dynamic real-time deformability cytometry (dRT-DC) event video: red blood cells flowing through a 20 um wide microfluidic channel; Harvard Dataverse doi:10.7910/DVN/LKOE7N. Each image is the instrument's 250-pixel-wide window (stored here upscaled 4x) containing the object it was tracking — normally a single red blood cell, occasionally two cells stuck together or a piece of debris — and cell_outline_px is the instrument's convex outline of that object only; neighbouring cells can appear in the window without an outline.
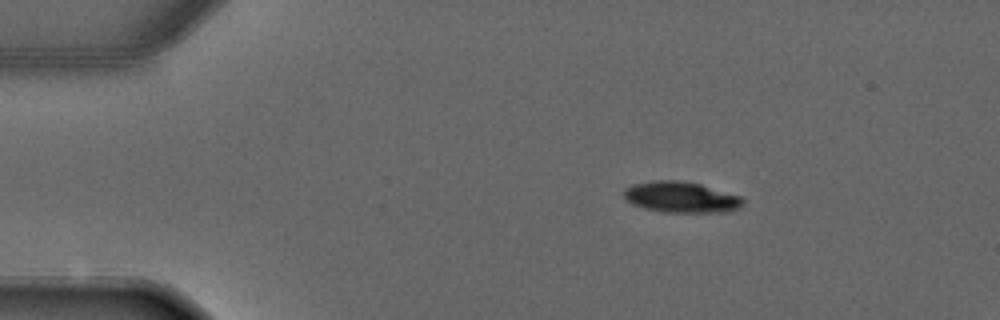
{"species": "common noctule bat (a hibernating species)", "species_latin": "Nyctalus noctula", "temperature_condition": "warm", "stored_images_in_passage": 3, "camera_frame_rate_fps": 3000, "um_per_image_px": 0.085, "animal": {"sex": "male", "forearm_length_mm": 52.5}, "frame": {"image": 1, "passage_image": 1, "time_ms": 0.0, "image_size_px": [1000, 320], "cell_outline_px": [[744, 204], [740, 208], [728, 212], [660, 212], [644, 208], [632, 204], [624, 196], [624, 188], [632, 184], [652, 180], [680, 180], [700, 184], [740, 196], [744, 200]], "centroid_in_image_um": [57.89, 16.76], "position_along_channel_um": 27.1, "area_um2": 21.62}}